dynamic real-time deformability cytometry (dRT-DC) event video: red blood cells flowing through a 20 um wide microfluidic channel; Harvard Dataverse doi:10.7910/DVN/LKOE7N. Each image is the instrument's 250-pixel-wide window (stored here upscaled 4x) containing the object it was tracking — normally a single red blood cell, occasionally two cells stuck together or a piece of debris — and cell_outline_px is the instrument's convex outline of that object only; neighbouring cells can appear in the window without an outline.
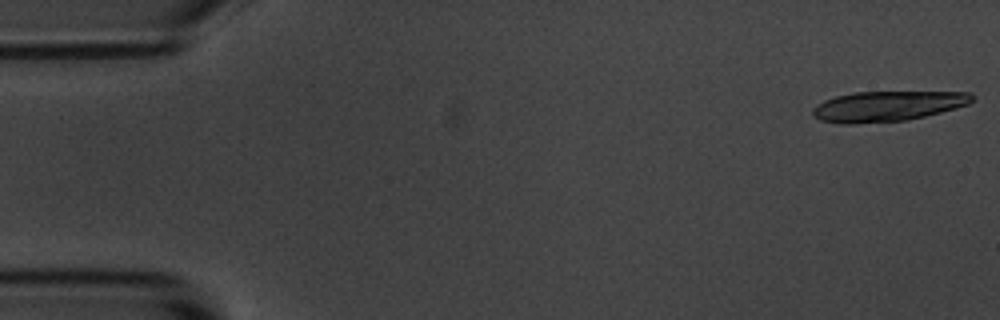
{"species": "common noctule bat (a hibernating species)", "species_latin": "Nyctalus noctula", "temperature_condition": "room temperature", "stored_images_in_passage": 4, "camera_frame_rate_fps": 3000, "um_per_image_px": 0.085, "animal": {"sex": "male", "body_mass_g": 20.1, "forearm_length_mm": 53.5}, "frame": {"image": 1, "passage_image": 4, "time_ms": 4.333, "image_size_px": [1000, 320], "cell_outline_px": [[976, 100], [968, 104], [956, 108], [908, 120], [852, 124], [840, 124], [820, 120], [812, 116], [812, 108], [816, 104], [824, 100], [836, 96], [856, 92], [972, 92], [976, 96]], "centroid_in_image_um": [75.44, 9.02], "position_along_channel_um": 9.6, "area_um2": 28.32}}